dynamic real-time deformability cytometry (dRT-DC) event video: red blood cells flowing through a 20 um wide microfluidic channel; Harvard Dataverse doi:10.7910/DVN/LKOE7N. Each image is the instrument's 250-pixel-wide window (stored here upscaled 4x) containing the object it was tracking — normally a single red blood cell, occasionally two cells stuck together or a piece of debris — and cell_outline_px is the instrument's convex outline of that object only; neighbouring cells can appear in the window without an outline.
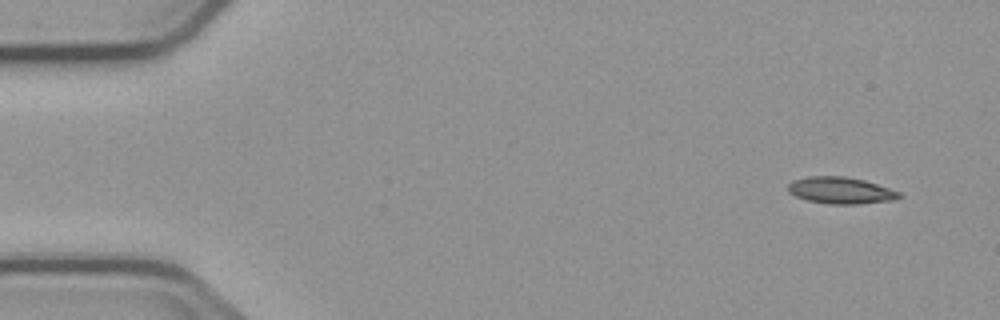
{"species": "common noctule bat (a hibernating species)", "species_latin": "Nyctalus noctula", "temperature_condition": "cold", "stored_images_in_passage": 7, "camera_frame_rate_fps": 3000, "um_per_image_px": 0.085, "animal": {"sex": "male", "body_mass_g": 23.1, "forearm_length_mm": 52.7}, "frame": {"image": 1, "passage_image": 1, "time_ms": 0.0, "image_size_px": [1000, 320], "cell_outline_px": [[904, 196], [892, 200], [856, 204], [832, 204], [808, 200], [796, 196], [788, 192], [788, 184], [792, 180], [808, 176], [844, 176], [864, 180], [900, 192]], "centroid_in_image_um": [71.44, 16.18], "position_along_channel_um": 13.6, "area_um2": 17.17}}
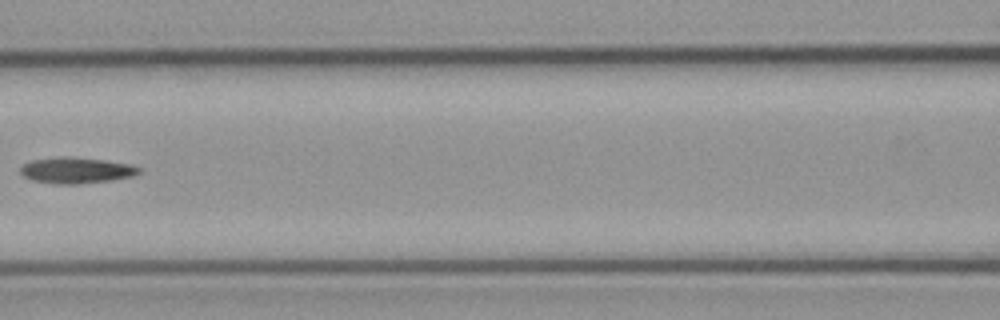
{"frame": {"image": 2, "passage_image": 6, "time_ms": 7.0, "image_size_px": [1000, 320], "cell_outline_px": [[140, 172], [132, 176], [112, 180], [76, 184], [56, 184], [32, 180], [24, 176], [20, 172], [20, 168], [24, 164], [32, 160], [64, 156], [104, 160], [132, 164], [140, 168]], "centroid_in_image_um": [6.49, 14.48], "position_along_channel_um": 160.1, "area_um2": 17.86}}
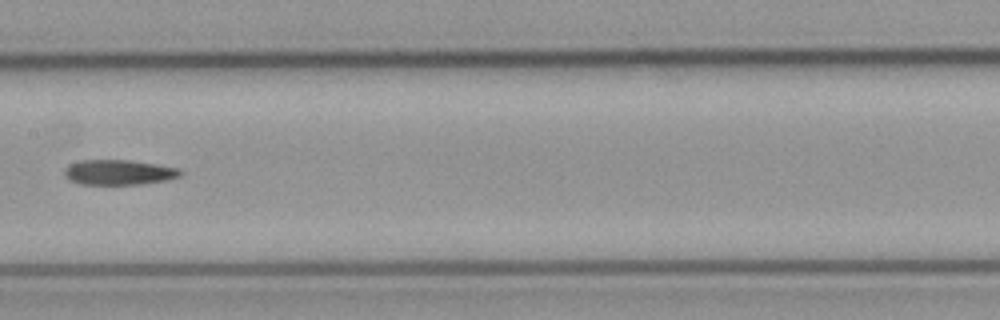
{"frame": {"image": 3, "passage_image": 7, "time_ms": 8.0, "image_size_px": [1000, 320], "cell_outline_px": [[184, 172], [180, 176], [168, 180], [140, 184], [80, 184], [68, 180], [64, 176], [64, 168], [68, 164], [80, 160], [128, 160], [156, 164], [180, 168]], "centroid_in_image_um": [10.08, 14.64], "position_along_channel_um": 197.3, "area_um2": 17.17}}